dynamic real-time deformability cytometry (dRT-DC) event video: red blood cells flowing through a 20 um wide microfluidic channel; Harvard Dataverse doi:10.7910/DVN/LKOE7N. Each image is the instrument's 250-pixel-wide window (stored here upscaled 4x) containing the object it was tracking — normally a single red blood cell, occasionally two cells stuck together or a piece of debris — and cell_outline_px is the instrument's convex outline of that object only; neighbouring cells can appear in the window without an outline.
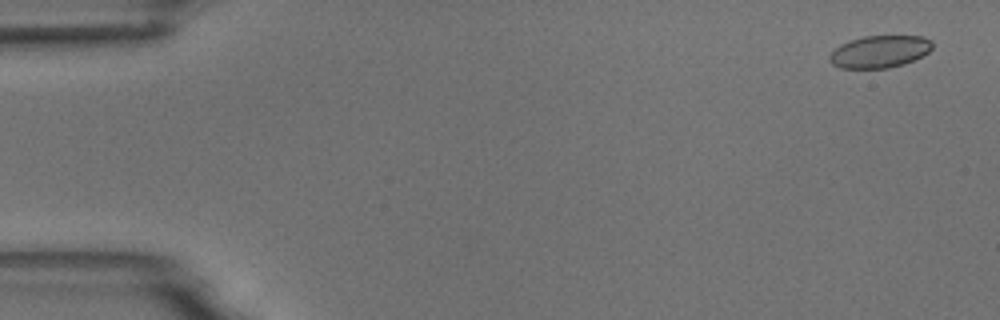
{"species": "common noctule bat (a hibernating species)", "species_latin": "Nyctalus noctula", "temperature_condition": "room temperature", "stored_images_in_passage": 5, "camera_frame_rate_fps": 3000, "um_per_image_px": 0.085, "animal": {"sex": "male", "body_mass_g": 18.8}, "frame": {"image": 1, "passage_image": 1, "time_ms": 0.0, "image_size_px": [1000, 320], "cell_outline_px": [[932, 48], [928, 52], [904, 64], [888, 68], [840, 68], [832, 64], [828, 60], [828, 56], [840, 44], [848, 40], [864, 36], [924, 36], [932, 40]], "centroid_in_image_um": [74.74, 4.38], "position_along_channel_um": 10.3, "area_um2": 19.36}}
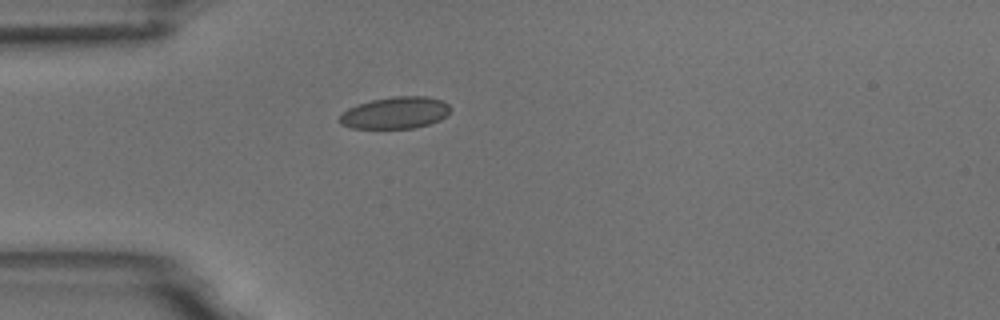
{"frame": {"image": 2, "passage_image": 4, "time_ms": 4.333, "image_size_px": [1000, 320], "cell_outline_px": [[452, 108], [440, 120], [428, 124], [412, 128], [352, 128], [340, 124], [340, 116], [348, 108], [372, 100], [392, 96], [428, 96], [444, 100]], "centroid_in_image_um": [33.63, 9.58], "position_along_channel_um": 51.4, "area_um2": 20.46}}